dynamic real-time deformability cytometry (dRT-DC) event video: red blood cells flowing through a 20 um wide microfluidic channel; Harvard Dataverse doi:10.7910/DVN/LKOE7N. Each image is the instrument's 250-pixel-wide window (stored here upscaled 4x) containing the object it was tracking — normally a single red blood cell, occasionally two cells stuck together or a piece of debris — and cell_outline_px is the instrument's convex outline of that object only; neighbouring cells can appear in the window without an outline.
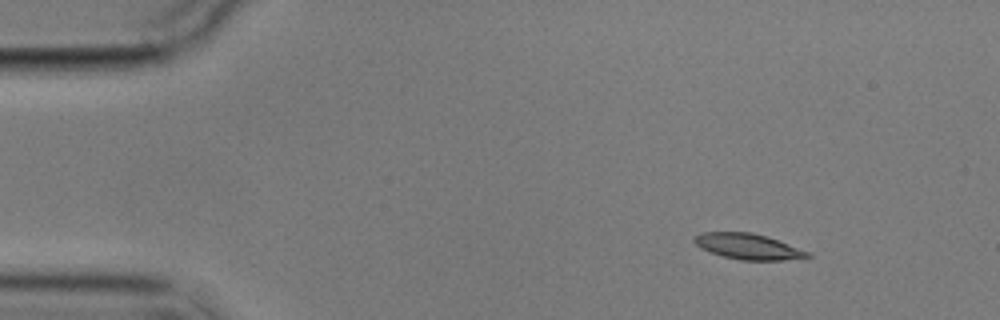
{"species": "common noctule bat (a hibernating species)", "species_latin": "Nyctalus noctula", "temperature_condition": "cold", "stored_images_in_passage": 3, "camera_frame_rate_fps": 3000, "um_per_image_px": 0.085, "animal": {"sex": "male", "body_mass_g": 17.9}, "frame": {"image": 1, "passage_image": 1, "time_ms": 0.0, "image_size_px": [1000, 320], "cell_outline_px": [[812, 256], [804, 260], [740, 260], [724, 256], [700, 248], [692, 240], [696, 236], [704, 232], [752, 232], [768, 236], [808, 252]], "centroid_in_image_um": [63.65, 20.96], "position_along_channel_um": 21.4, "area_um2": 16.99}}